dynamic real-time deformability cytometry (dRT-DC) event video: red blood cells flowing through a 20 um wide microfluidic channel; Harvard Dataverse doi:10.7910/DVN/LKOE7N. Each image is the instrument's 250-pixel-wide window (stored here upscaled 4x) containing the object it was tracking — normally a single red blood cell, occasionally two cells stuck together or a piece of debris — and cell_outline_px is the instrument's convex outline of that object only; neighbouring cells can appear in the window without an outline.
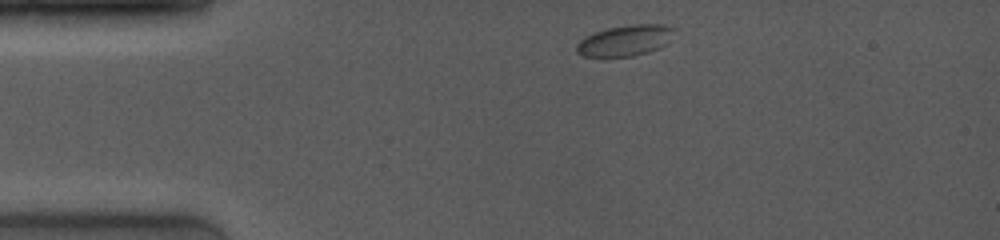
{"species": "common noctule bat (a hibernating species)", "species_latin": "Nyctalus noctula", "temperature_condition": "room temperature", "stored_images_in_passage": 41, "camera_frame_rate_fps": 4000, "um_per_image_px": 0.085, "animal": {"sex": "female", "body_mass_g": 19.0, "forearm_length_mm": 53.3}, "frame": {"image": 1, "passage_image": 1, "time_ms": 0.0, "image_size_px": [1000, 240], "cell_outline_px": [[676, 28], [668, 44], [660, 48], [648, 52], [632, 56], [584, 56], [576, 52], [576, 44], [584, 36], [608, 28], [628, 24], [664, 24]], "centroid_in_image_um": [53.18, 3.43], "position_along_channel_um": 31.8, "area_um2": 17.74}}
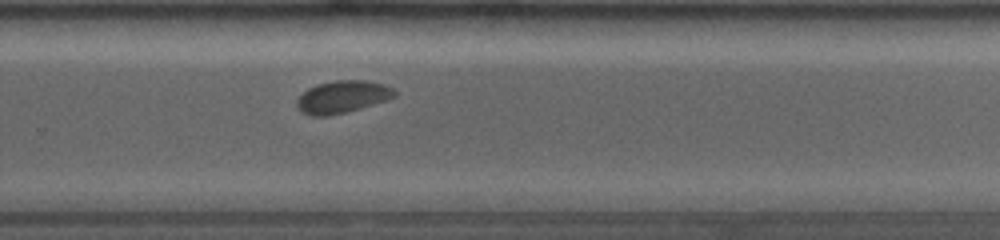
{"frame": {"image": 2, "passage_image": 26, "time_ms": 8.0, "image_size_px": [1000, 240], "cell_outline_px": [[396, 96], [388, 100], [348, 112], [328, 116], [312, 116], [300, 112], [296, 104], [296, 100], [308, 88], [316, 84], [332, 80], [364, 80], [384, 84], [392, 88], [396, 92]], "centroid_in_image_um": [29.1, 8.24], "position_along_channel_um": 300.7, "area_um2": 18.67}}
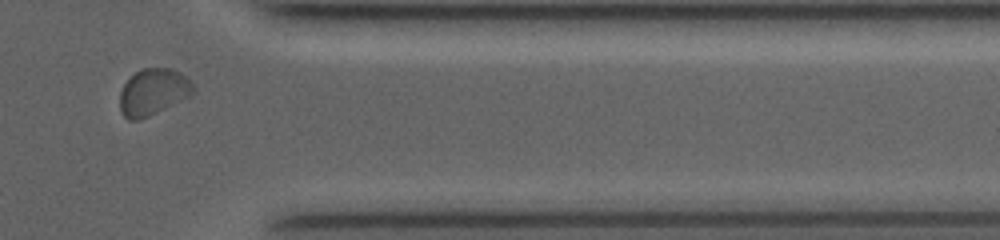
{"frame": {"image": 3, "passage_image": 34, "time_ms": 10.5, "image_size_px": [1000, 240], "cell_outline_px": [[196, 88], [192, 96], [140, 120], [128, 120], [120, 112], [120, 92], [124, 84], [140, 68], [172, 68], [180, 72]], "centroid_in_image_um": [13.03, 7.83], "position_along_channel_um": 398.4, "area_um2": 20.0}, "authors_computed_cell_mechanics": {"area_um2": 18.3804, "velocity_mm_per_s": 3.9729, "shape_relaxation_time_tau1_ms": 2.9988, "shape_relaxation_time_tau2_ms": null, "deformation_change_tau1": 0.054, "deformation_change_tau2": null}}